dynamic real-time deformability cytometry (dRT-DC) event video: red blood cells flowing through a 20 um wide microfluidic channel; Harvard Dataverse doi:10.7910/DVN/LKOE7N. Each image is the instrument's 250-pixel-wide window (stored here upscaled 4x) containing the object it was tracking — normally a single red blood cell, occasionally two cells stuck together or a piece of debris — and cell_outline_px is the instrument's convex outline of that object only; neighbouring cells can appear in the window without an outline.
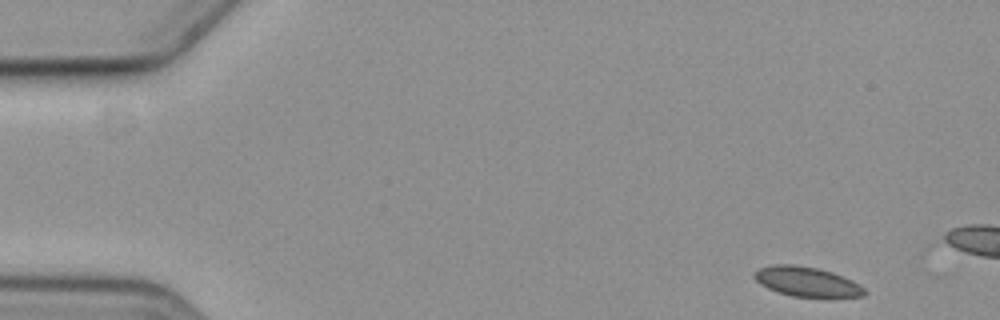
{"species": "common noctule bat (a hibernating species)", "species_latin": "Nyctalus noctula", "temperature_condition": "cold", "stored_images_in_passage": 4, "camera_frame_rate_fps": 3000, "um_per_image_px": 0.085, "animal": {"sex": "female", "body_mass_g": 19.3, "forearm_length_mm": 54.1}, "frame": {"image": 1, "passage_image": 1, "time_ms": 0.0, "image_size_px": [1000, 320], "cell_outline_px": [[868, 292], [864, 296], [832, 300], [792, 296], [768, 288], [760, 284], [752, 276], [752, 272], [760, 268], [776, 264], [792, 264], [820, 268], [832, 272], [852, 280], [860, 284]], "centroid_in_image_um": [68.67, 23.99], "position_along_channel_um": 16.3, "area_um2": 19.94}}